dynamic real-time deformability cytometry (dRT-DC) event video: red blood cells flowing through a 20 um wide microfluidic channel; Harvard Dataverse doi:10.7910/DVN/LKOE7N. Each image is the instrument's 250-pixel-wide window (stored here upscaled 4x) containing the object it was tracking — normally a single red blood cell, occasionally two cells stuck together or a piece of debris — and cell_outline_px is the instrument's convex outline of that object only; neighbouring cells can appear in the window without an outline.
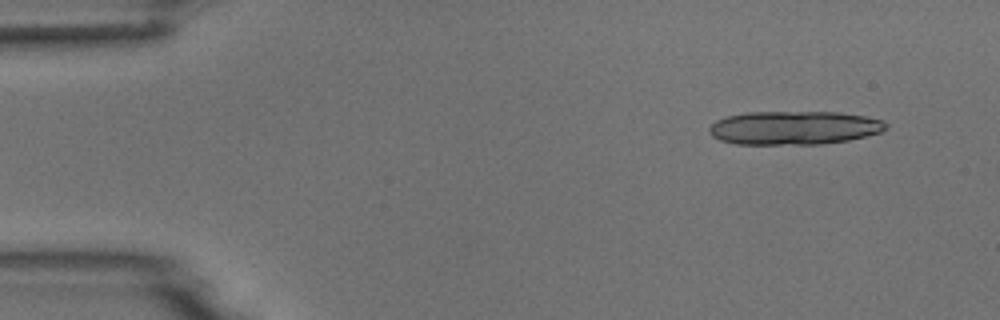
{"species": "common noctule bat (a hibernating species)", "species_latin": "Nyctalus noctula", "temperature_condition": "room temperature", "stored_images_in_passage": 5, "camera_frame_rate_fps": 3000, "um_per_image_px": 0.085, "animal": {"sex": "male", "body_mass_g": 18.8}, "frame": {"image": 1, "passage_image": 1, "time_ms": 0.0, "image_size_px": [1000, 320], "cell_outline_px": [[888, 128], [880, 132], [848, 140], [820, 144], [736, 144], [720, 140], [712, 136], [708, 132], [708, 128], [716, 120], [728, 116], [748, 112], [840, 112], [864, 116], [884, 120], [888, 124]], "centroid_in_image_um": [67.5, 10.86], "position_along_channel_um": 17.5, "area_um2": 34.68}}
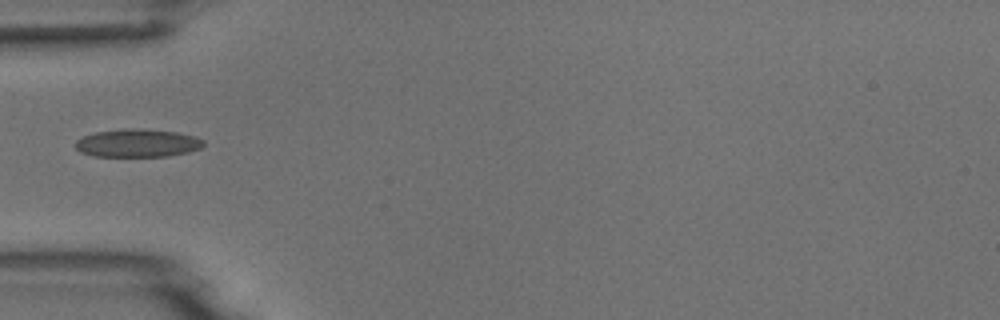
{"frame": {"image": 2, "passage_image": 4, "time_ms": 4.333, "image_size_px": [1000, 320], "cell_outline_px": [[204, 144], [200, 148], [188, 152], [168, 156], [92, 156], [80, 152], [76, 148], [76, 140], [84, 136], [96, 132], [124, 128], [132, 128], [176, 132], [196, 136], [204, 140]], "centroid_in_image_um": [11.69, 12.16], "position_along_channel_um": 73.3, "area_um2": 20.87}}